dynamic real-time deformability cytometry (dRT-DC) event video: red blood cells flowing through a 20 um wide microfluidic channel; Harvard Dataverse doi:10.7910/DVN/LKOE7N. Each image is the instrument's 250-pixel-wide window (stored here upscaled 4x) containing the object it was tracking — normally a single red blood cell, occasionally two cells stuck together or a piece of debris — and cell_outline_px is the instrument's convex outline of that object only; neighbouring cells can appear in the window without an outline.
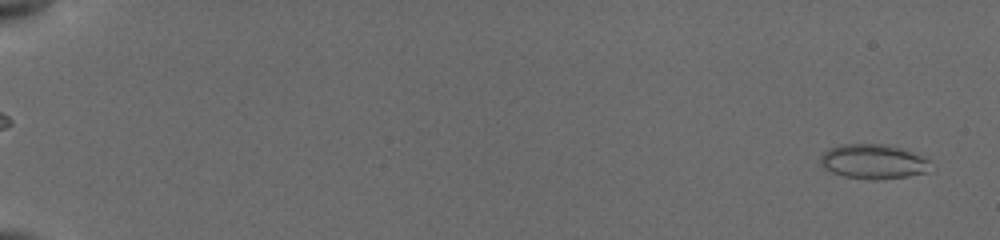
{"species": "common noctule bat (a hibernating species)", "species_latin": "Nyctalus noctula", "temperature_condition": "cold", "stored_images_in_passage": 35, "camera_frame_rate_fps": 3000, "um_per_image_px": 0.085, "animal": {"sex": "female", "body_mass_g": 19.5, "forearm_length_mm": 54.1}, "frame": {"image": 1, "passage_image": 2, "time_ms": 0.333, "image_size_px": [1000, 240], "cell_outline_px": [[928, 172], [908, 176], [876, 180], [872, 180], [844, 176], [832, 172], [824, 168], [820, 164], [820, 156], [828, 148], [844, 144], [880, 144], [900, 148], [924, 156], [928, 160]], "centroid_in_image_um": [74.2, 13.74], "position_along_channel_um": 10.8, "area_um2": 22.08}}
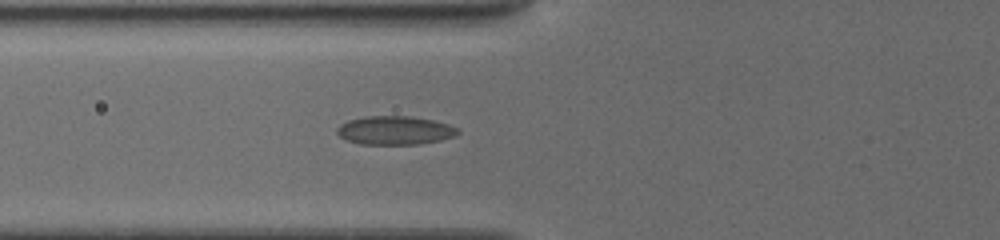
{"frame": {"image": 2, "passage_image": 27, "time_ms": 7.333, "image_size_px": [1000, 240], "cell_outline_px": [[460, 132], [456, 136], [440, 140], [420, 144], [360, 144], [344, 140], [336, 132], [336, 128], [340, 124], [348, 120], [364, 116], [412, 116], [432, 120], [448, 124], [456, 128]], "centroid_in_image_um": [33.53, 11.08], "position_along_channel_um": 92.3, "area_um2": 20.29}}
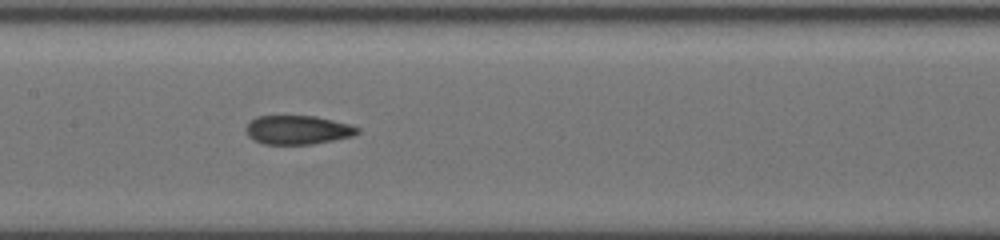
{"frame": {"image": 3, "passage_image": 34, "time_ms": 9.667, "image_size_px": [1000, 240], "cell_outline_px": [[360, 132], [352, 136], [312, 144], [264, 144], [252, 140], [248, 136], [244, 128], [256, 116], [316, 116], [348, 124], [360, 128]], "centroid_in_image_um": [25.27, 11.04], "position_along_channel_um": 182.1, "area_um2": 18.73}}